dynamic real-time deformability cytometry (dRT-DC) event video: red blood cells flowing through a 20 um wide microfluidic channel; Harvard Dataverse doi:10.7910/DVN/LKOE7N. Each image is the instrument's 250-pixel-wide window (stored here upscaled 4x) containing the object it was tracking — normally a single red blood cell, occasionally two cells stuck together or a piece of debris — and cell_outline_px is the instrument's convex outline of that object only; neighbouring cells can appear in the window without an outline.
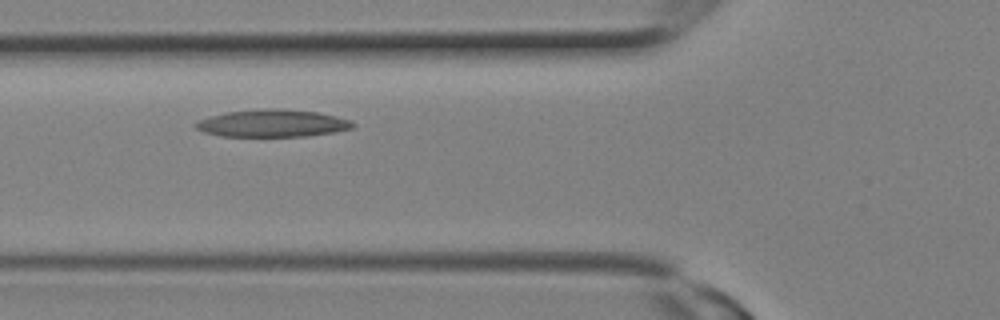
{"species": "Egyptian fruit bat (a non-hibernating species)", "species_latin": "Rousettus aegyptiacus", "temperature_condition": "room temperature", "stored_images_in_passage": 20, "camera_frame_rate_fps": 3000, "um_per_image_px": 0.085, "animal": {"sex": "female"}, "frame": {"image": 1, "passage_image": 6, "time_ms": 1.667, "image_size_px": [1000, 320], "cell_outline_px": [[356, 124], [352, 128], [332, 132], [304, 136], [220, 136], [204, 132], [196, 128], [192, 124], [196, 120], [224, 112], [264, 108], [276, 108], [316, 112], [336, 116], [352, 120]], "centroid_in_image_um": [23.11, 10.47], "position_along_channel_um": 102.7, "area_um2": 25.14}}
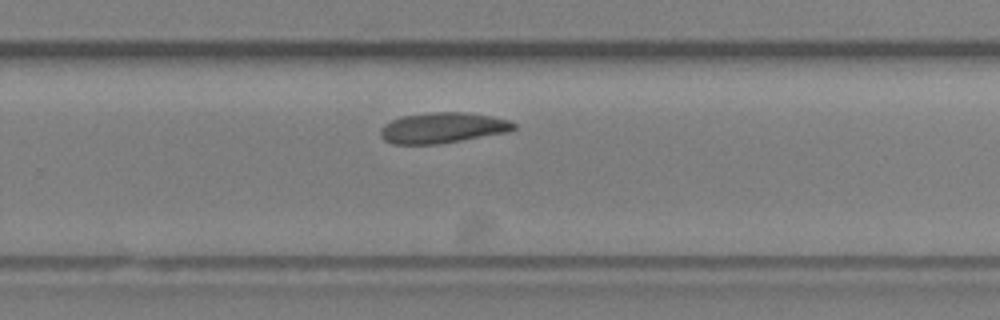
{"frame": {"image": 2, "passage_image": 13, "time_ms": 4.0, "image_size_px": [1000, 320], "cell_outline_px": [[516, 128], [508, 132], [436, 144], [392, 144], [384, 140], [380, 136], [380, 128], [384, 124], [392, 120], [404, 116], [432, 112], [468, 112], [492, 116], [512, 120], [516, 124]], "centroid_in_image_um": [37.64, 10.86], "position_along_channel_um": 292.2, "area_um2": 23.81}}
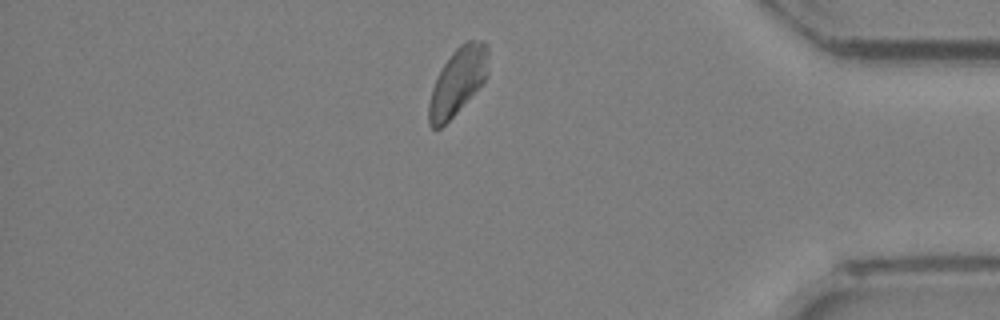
{"frame": {"image": 3, "passage_image": 18, "time_ms": 5.667, "image_size_px": [1000, 320], "cell_outline_px": [[488, 76], [484, 84], [440, 128], [432, 128], [428, 124], [428, 104], [432, 88], [444, 64], [452, 52], [460, 44], [468, 40], [484, 40], [488, 44]], "centroid_in_image_um": [38.94, 6.89], "position_along_channel_um": 396.3, "area_um2": 23.29}}